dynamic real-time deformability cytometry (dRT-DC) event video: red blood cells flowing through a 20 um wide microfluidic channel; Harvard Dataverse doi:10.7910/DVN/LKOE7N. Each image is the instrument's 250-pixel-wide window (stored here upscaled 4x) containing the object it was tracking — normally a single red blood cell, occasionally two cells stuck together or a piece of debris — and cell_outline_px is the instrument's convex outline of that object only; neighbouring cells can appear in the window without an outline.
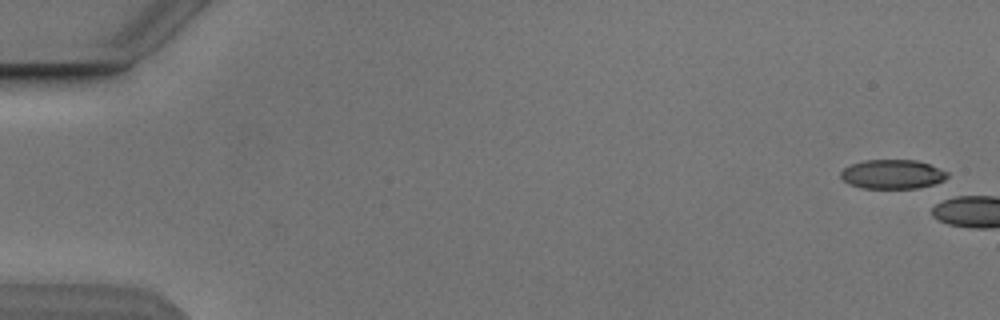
{"species": "Egyptian fruit bat (a non-hibernating species)", "species_latin": "Rousettus aegyptiacus", "temperature_condition": "cold", "stored_images_in_passage": 4, "camera_frame_rate_fps": 3000, "um_per_image_px": 0.085, "animal": {"sex": "male"}, "frame": {"image": 1, "passage_image": 1, "time_ms": 0.0, "image_size_px": [1000, 320], "cell_outline_px": [[948, 176], [944, 180], [936, 184], [916, 188], [860, 188], [848, 184], [840, 176], [840, 172], [844, 168], [852, 164], [864, 160], [916, 160], [928, 164], [948, 172]], "centroid_in_image_um": [75.85, 14.81], "position_along_channel_um": 9.2, "area_um2": 18.15}}